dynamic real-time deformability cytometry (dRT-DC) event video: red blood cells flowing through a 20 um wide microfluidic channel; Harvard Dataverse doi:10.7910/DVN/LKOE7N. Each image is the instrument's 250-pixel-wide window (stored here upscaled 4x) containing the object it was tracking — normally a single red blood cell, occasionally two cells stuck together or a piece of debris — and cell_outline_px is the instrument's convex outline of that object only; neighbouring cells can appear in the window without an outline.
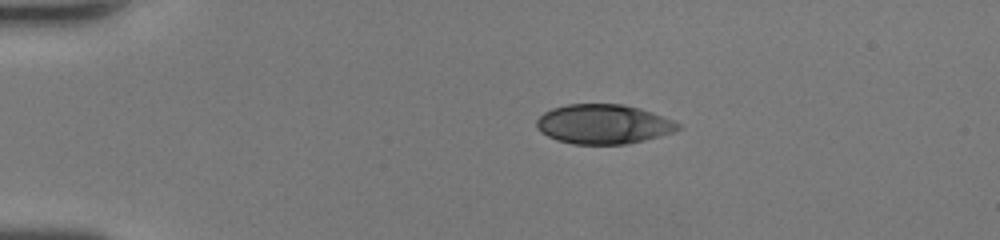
{"species": "human", "species_latin": "Homo sapiens", "temperature_condition": "room temperature", "stored_images_in_passage": 39, "camera_frame_rate_fps": 3000, "um_per_image_px": 0.085, "donor": {"sex": "female"}, "frame": {"image": 1, "passage_image": 1, "time_ms": 0.0, "image_size_px": [1000, 240], "cell_outline_px": [[684, 128], [676, 132], [628, 144], [572, 144], [556, 140], [540, 132], [536, 128], [536, 120], [544, 112], [552, 108], [568, 104], [624, 104], [640, 108], [652, 112], [672, 120], [680, 124]], "centroid_in_image_um": [51.31, 10.56], "position_along_channel_um": 33.7, "area_um2": 32.89}}
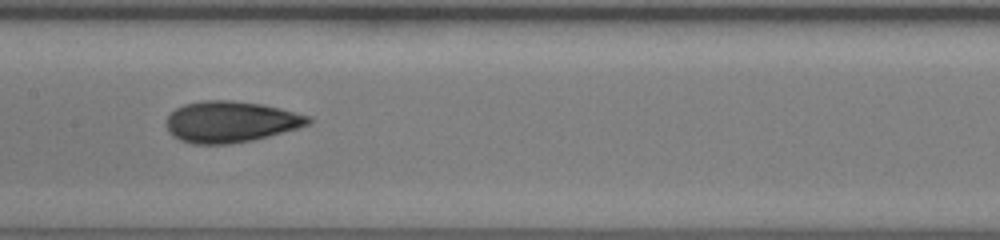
{"frame": {"image": 2, "passage_image": 16, "time_ms": 5.0, "image_size_px": [1000, 240], "cell_outline_px": [[312, 124], [300, 128], [252, 140], [228, 144], [192, 144], [180, 140], [172, 136], [168, 132], [168, 116], [176, 108], [184, 104], [204, 100], [232, 100], [260, 104], [280, 108], [312, 116]], "centroid_in_image_um": [19.65, 10.35], "position_along_channel_um": 187.8, "area_um2": 34.22}}
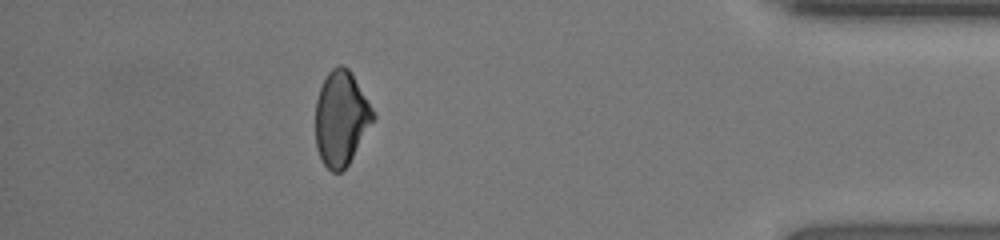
{"frame": {"image": 3, "passage_image": 34, "time_ms": 11.0, "image_size_px": [1000, 240], "cell_outline_px": [[376, 116], [348, 164], [340, 172], [332, 172], [324, 164], [316, 148], [316, 100], [320, 88], [328, 72], [332, 68], [340, 64], [344, 64], [352, 72], [372, 108]], "centroid_in_image_um": [28.99, 10.02], "position_along_channel_um": 406.2, "area_um2": 31.5}, "authors_computed_cell_mechanics": {"area_um2": 33.0038, "velocity_mm_per_s": 4.3447, "shape_relaxation_time_tau1_ms": 5.8573, "shape_relaxation_time_tau2_ms": 1.2773, "deformation_change_tau1": 0.167, "deformation_change_tau2": 0.06}}